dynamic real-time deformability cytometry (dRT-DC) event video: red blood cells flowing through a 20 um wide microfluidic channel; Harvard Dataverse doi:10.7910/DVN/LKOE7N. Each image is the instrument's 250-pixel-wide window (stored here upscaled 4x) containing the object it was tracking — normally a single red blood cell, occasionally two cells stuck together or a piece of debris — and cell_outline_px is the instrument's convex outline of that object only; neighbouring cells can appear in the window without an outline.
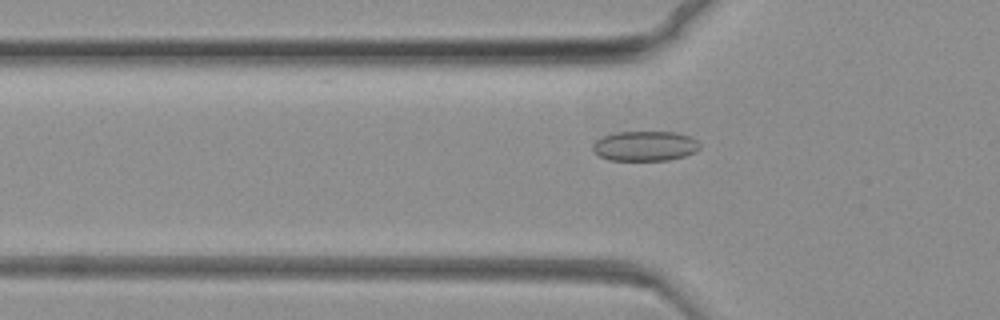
{"species": "common noctule bat (a hibernating species)", "species_latin": "Nyctalus noctula", "temperature_condition": "warm", "stored_images_in_passage": 75, "camera_frame_rate_fps": 3000, "um_per_image_px": 0.085, "animal": {"sex": "female", "body_mass_g": 19.3, "forearm_length_mm": 54.1}, "frame": {"image": 1, "passage_image": 22, "time_ms": 7.0, "image_size_px": [1000, 320], "cell_outline_px": [[700, 148], [696, 152], [684, 156], [668, 160], [608, 160], [592, 152], [592, 144], [596, 140], [604, 136], [616, 132], [676, 132], [688, 136], [696, 140], [700, 144]], "centroid_in_image_um": [54.8, 12.41], "position_along_channel_um": 71.0, "area_um2": 18.73}}
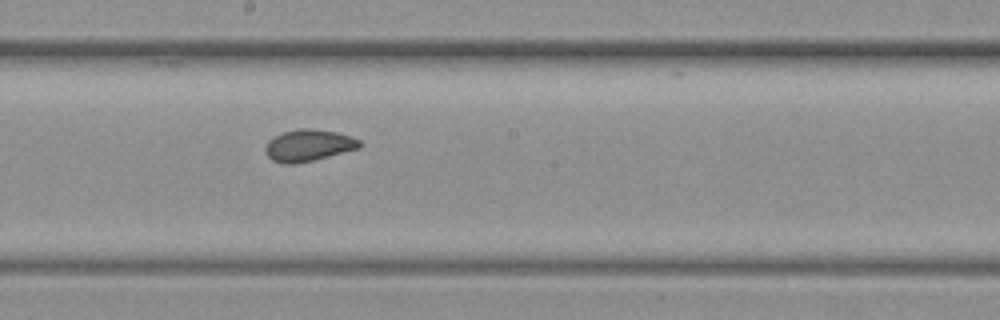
{"frame": {"image": 2, "passage_image": 39, "time_ms": 12.667, "image_size_px": [1000, 320], "cell_outline_px": [[364, 144], [360, 148], [296, 164], [280, 164], [272, 160], [264, 152], [264, 148], [268, 140], [284, 132], [300, 128], [308, 128], [336, 132], [352, 136], [360, 140]], "centroid_in_image_um": [26.22, 12.36], "position_along_channel_um": 222.0, "area_um2": 17.51}}
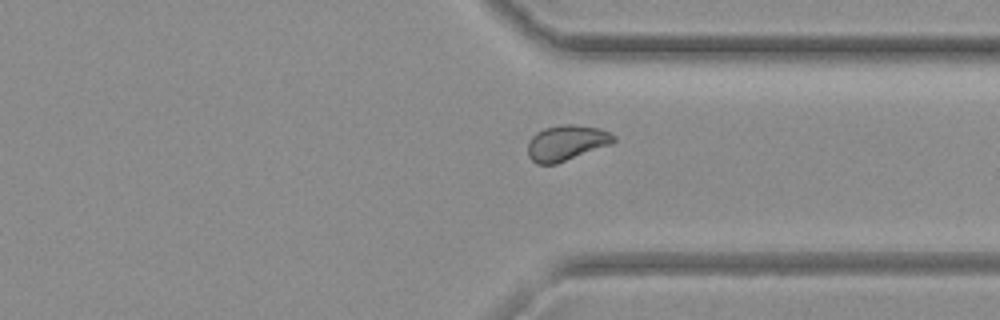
{"frame": {"image": 3, "passage_image": 55, "time_ms": 18.0, "image_size_px": [1000, 320], "cell_outline_px": [[616, 140], [612, 144], [556, 164], [536, 164], [528, 156], [528, 140], [536, 132], [544, 128], [564, 124], [576, 124], [600, 128], [616, 136]], "centroid_in_image_um": [48.15, 12.14], "position_along_channel_um": 363.3, "area_um2": 17.92}}